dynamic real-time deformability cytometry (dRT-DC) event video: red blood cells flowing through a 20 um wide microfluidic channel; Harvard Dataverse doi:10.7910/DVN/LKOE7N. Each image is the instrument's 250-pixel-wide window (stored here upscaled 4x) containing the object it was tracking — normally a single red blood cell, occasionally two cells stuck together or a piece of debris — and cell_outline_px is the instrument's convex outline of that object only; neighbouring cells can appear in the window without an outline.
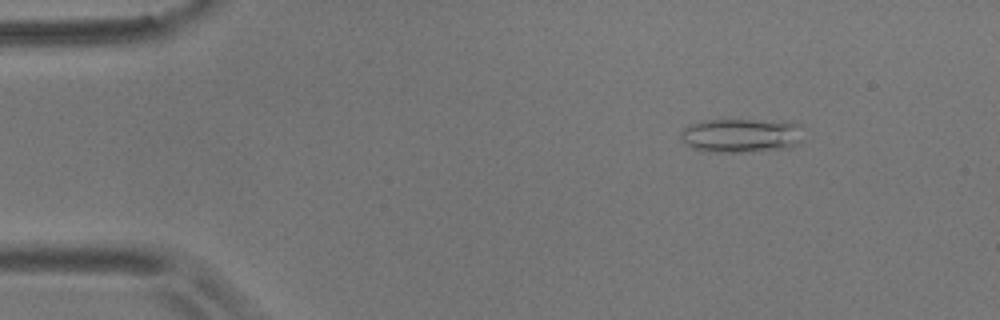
{"species": "common noctule bat (a hibernating species)", "species_latin": "Nyctalus noctula", "temperature_condition": "room temperature", "stored_images_in_passage": 50, "camera_frame_rate_fps": 3000, "um_per_image_px": 0.085, "animal": {"sex": "male", "body_mass_g": 17.9}, "frame": {"image": 1, "passage_image": 8, "time_ms": 2.333, "image_size_px": [1000, 320], "cell_outline_px": [[804, 140], [788, 148], [744, 152], [708, 152], [692, 148], [680, 136], [680, 132], [688, 124], [700, 120], [792, 120], [800, 124]], "centroid_in_image_um": [63.06, 11.49], "position_along_channel_um": 21.9, "area_um2": 24.91}}
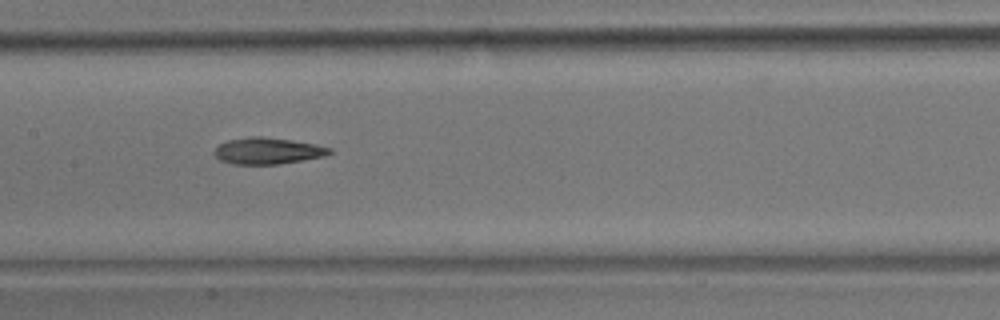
{"frame": {"image": 2, "passage_image": 28, "time_ms": 9.0, "image_size_px": [1000, 320], "cell_outline_px": [[332, 152], [324, 156], [280, 164], [232, 164], [220, 160], [212, 152], [220, 144], [228, 140], [248, 136], [264, 136], [292, 140], [316, 144], [332, 148]], "centroid_in_image_um": [22.75, 12.81], "position_along_channel_um": 184.7, "area_um2": 17.86}}
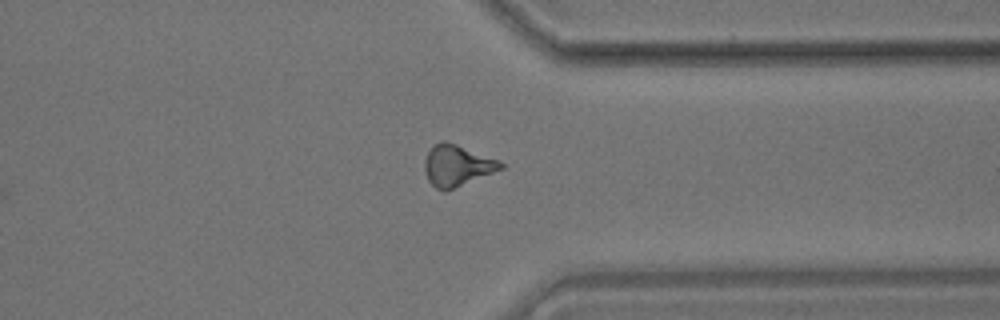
{"frame": {"image": 3, "passage_image": 44, "time_ms": 14.333, "image_size_px": [1000, 320], "cell_outline_px": [[504, 168], [444, 192], [436, 188], [428, 180], [424, 168], [424, 160], [432, 144], [444, 140], [456, 144], [496, 160], [504, 164]], "centroid_in_image_um": [38.79, 14.07], "position_along_channel_um": 372.6, "area_um2": 17.98}, "authors_computed_cell_mechanics": {"area_um2": 17.8891, "velocity_mm_per_s": 3.5663, "shape_relaxation_time_tau1_ms": null, "shape_relaxation_time_tau2_ms": 6.5291, "deformation_change_tau1": null, "deformation_change_tau2": 0.177}}